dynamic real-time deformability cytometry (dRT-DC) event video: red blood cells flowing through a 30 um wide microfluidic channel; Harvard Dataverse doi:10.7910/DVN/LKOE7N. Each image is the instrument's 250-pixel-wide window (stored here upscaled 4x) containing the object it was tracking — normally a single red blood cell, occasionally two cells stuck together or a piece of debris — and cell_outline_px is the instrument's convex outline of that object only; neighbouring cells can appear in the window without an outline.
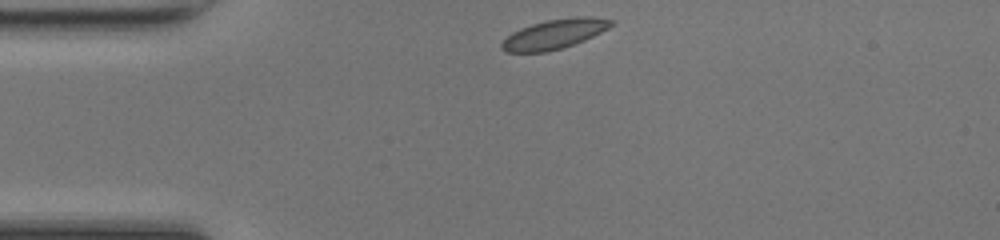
{"species": "common noctule bat (a hibernating species)", "species_latin": "Nyctalus noctula", "temperature_condition": "room temperature", "stored_images_in_passage": 39, "camera_frame_rate_fps": 3000, "um_per_image_px": 0.085, "animal": {"sex": "female", "body_mass_g": 17.0, "forearm_length_mm": 48.0}, "frame": {"image": 1, "passage_image": 1, "time_ms": 0.0, "image_size_px": [1000, 240], "cell_outline_px": [[616, 20], [608, 28], [584, 40], [560, 48], [544, 52], [504, 52], [500, 48], [500, 44], [512, 32], [520, 28], [532, 24], [548, 20], [576, 16], [592, 16]], "centroid_in_image_um": [47.11, 2.88], "position_along_channel_um": 37.9, "area_um2": 18.73}}
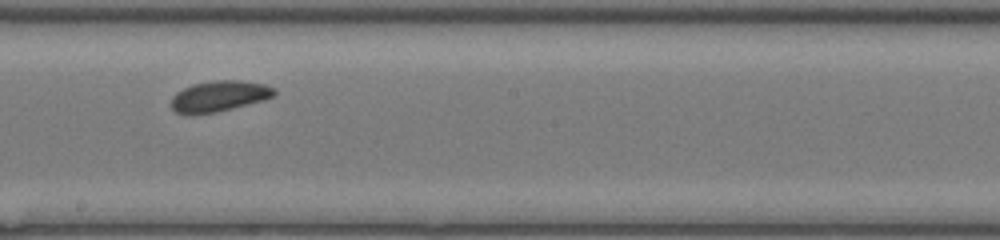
{"frame": {"image": 2, "passage_image": 17, "time_ms": 5.333, "image_size_px": [1000, 240], "cell_outline_px": [[276, 96], [264, 100], [216, 112], [192, 116], [184, 116], [176, 112], [172, 108], [172, 96], [176, 92], [192, 84], [216, 80], [240, 80], [264, 84], [276, 88]], "centroid_in_image_um": [18.62, 8.19], "position_along_channel_um": 229.6, "area_um2": 18.84}}
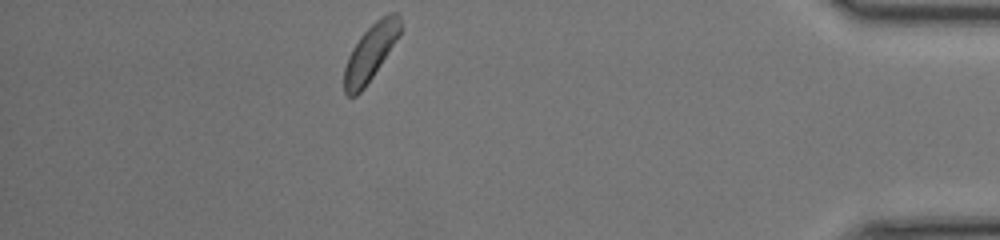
{"frame": {"image": 3, "passage_image": 33, "time_ms": 10.667, "image_size_px": [1000, 240], "cell_outline_px": [[400, 36], [364, 88], [356, 96], [348, 96], [344, 92], [344, 68], [348, 56], [352, 48], [360, 36], [376, 20], [388, 12], [396, 12], [400, 16]], "centroid_in_image_um": [31.49, 4.45], "position_along_channel_um": 403.7, "area_um2": 18.26}, "authors_computed_cell_mechanics": {"area_um2": 18.6116, "velocity_mm_per_s": 4.2141, "shape_relaxation_time_tau1_ms": 2.7687, "shape_relaxation_time_tau2_ms": 3.3188, "deformation_change_tau1": 0.063, "deformation_change_tau2": 0.0595}}